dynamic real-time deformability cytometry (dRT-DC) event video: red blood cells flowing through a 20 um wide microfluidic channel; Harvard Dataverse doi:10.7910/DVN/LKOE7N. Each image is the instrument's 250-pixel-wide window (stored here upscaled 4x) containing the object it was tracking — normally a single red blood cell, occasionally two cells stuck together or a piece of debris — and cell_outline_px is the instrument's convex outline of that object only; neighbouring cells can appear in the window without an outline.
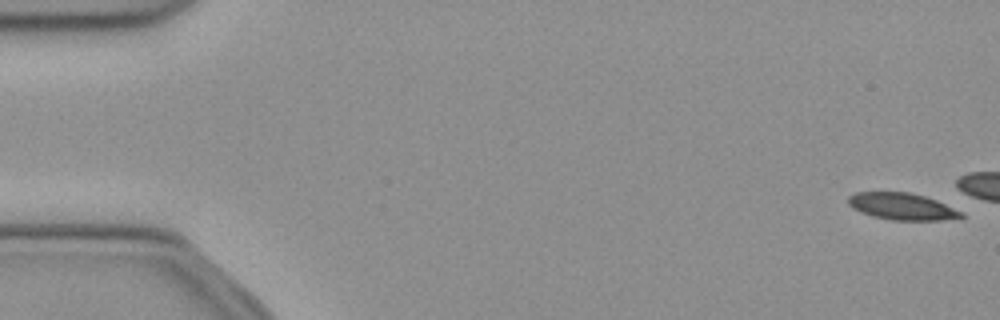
{"species": "common noctule bat (a hibernating species)", "species_latin": "Nyctalus noctula", "temperature_condition": "cold", "stored_images_in_passage": 11, "camera_frame_rate_fps": 3000, "um_per_image_px": 0.085, "animal": {"sex": "female", "body_mass_g": 21.9}, "frame": {"image": 1, "passage_image": 1, "time_ms": 0.0, "image_size_px": [1000, 320], "cell_outline_px": [[964, 216], [940, 220], [892, 220], [872, 216], [860, 212], [852, 208], [848, 204], [848, 196], [856, 192], [908, 192], [924, 196], [936, 200], [964, 212]], "centroid_in_image_um": [76.64, 17.54], "position_along_channel_um": 8.4, "area_um2": 17.63}}